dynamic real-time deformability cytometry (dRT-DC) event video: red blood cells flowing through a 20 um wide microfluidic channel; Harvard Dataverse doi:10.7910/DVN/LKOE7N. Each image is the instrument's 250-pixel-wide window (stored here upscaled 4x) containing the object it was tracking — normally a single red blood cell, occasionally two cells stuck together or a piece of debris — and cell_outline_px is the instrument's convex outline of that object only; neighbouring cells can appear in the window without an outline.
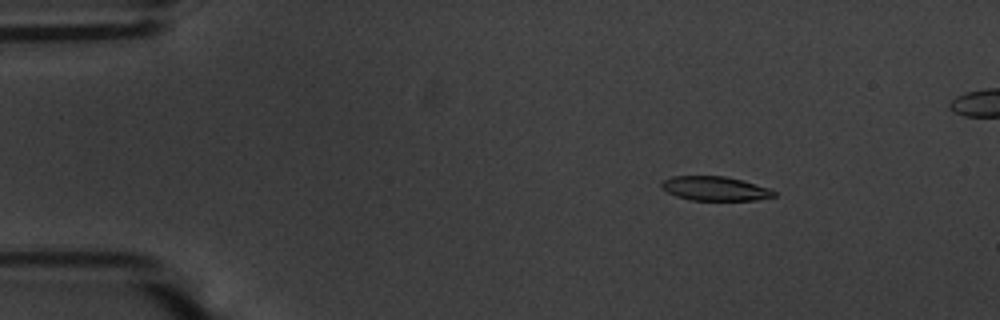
{"species": "common noctule bat (a hibernating species)", "species_latin": "Nyctalus noctula", "temperature_condition": "warm", "stored_images_in_passage": 51, "segment_of_instrument_passage": [1, 2], "camera_frame_rate_fps": 3000, "um_per_image_px": 0.085, "animal": {"sex": "male", "body_mass_g": 20.1, "forearm_length_mm": 53.5}, "frame": {"image": 1, "passage_image": 3, "time_ms": 0.667, "image_size_px": [1000, 320], "cell_outline_px": [[776, 196], [756, 200], [692, 200], [676, 196], [668, 192], [660, 184], [664, 180], [672, 176], [724, 176], [740, 180], [768, 188], [776, 192]], "centroid_in_image_um": [60.78, 16.03], "position_along_channel_um": 24.2, "area_um2": 15.61}}
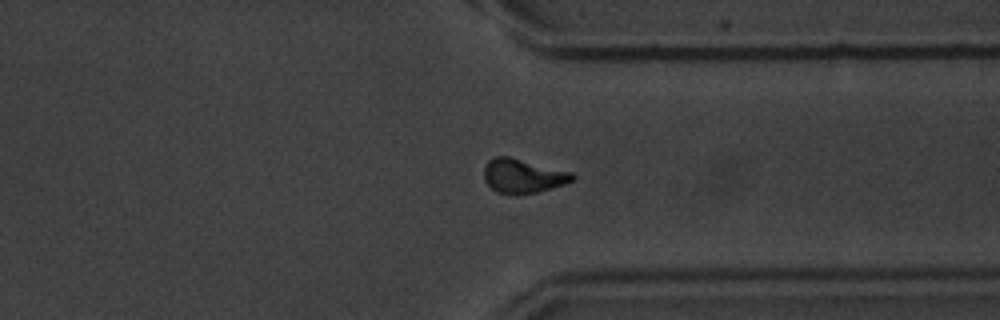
{"frame": {"image": 2, "passage_image": 37, "time_ms": 12.0, "image_size_px": [1000, 320], "cell_outline_px": [[576, 180], [552, 188], [520, 196], [512, 196], [496, 192], [484, 180], [484, 168], [488, 160], [496, 156], [508, 156], [572, 172], [576, 176]], "centroid_in_image_um": [44.45, 14.98], "position_along_channel_um": 366.9, "area_um2": 17.92}}
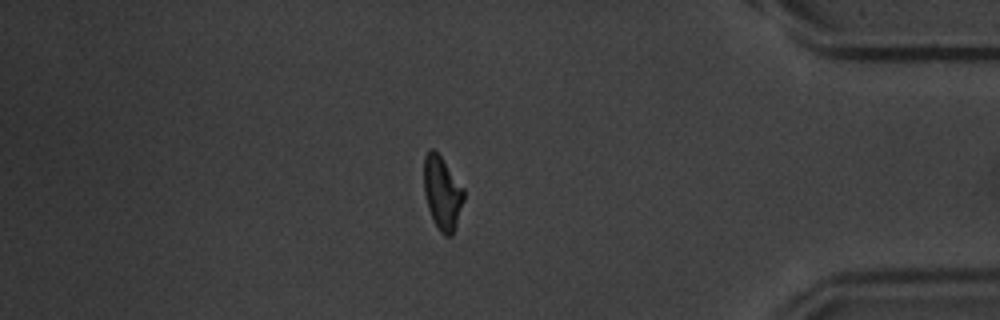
{"frame": {"image": 3, "passage_image": 42, "time_ms": 13.667, "image_size_px": [1000, 320], "cell_outline_px": [[464, 200], [452, 236], [444, 236], [440, 232], [428, 208], [424, 192], [424, 156], [428, 148], [432, 148], [440, 156], [464, 188]], "centroid_in_image_um": [37.59, 16.39], "position_along_channel_um": 397.6, "area_um2": 16.88}}